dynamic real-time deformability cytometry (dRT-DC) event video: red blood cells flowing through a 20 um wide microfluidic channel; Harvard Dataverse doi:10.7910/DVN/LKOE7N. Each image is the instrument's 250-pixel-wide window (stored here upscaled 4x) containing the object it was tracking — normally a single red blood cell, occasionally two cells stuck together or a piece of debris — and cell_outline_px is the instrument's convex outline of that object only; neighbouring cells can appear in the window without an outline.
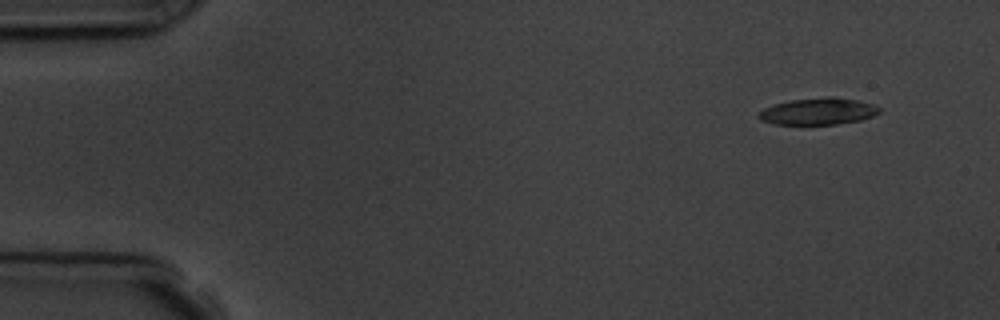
{"species": "common noctule bat (a hibernating species)", "species_latin": "Nyctalus noctula", "temperature_condition": "room temperature", "stored_images_in_passage": 5, "camera_frame_rate_fps": 3000, "um_per_image_px": 0.085, "animal": {"sex": "male", "body_mass_g": 19.5, "forearm_length_mm": 54.6}, "frame": {"image": 1, "passage_image": 2, "time_ms": 1.0, "image_size_px": [1000, 320], "cell_outline_px": [[880, 112], [872, 116], [860, 120], [836, 124], [772, 124], [760, 120], [756, 116], [764, 108], [776, 104], [792, 100], [824, 96], [832, 96], [856, 100], [872, 104], [880, 108]], "centroid_in_image_um": [69.53, 9.46], "position_along_channel_um": 15.5, "area_um2": 18.73}}
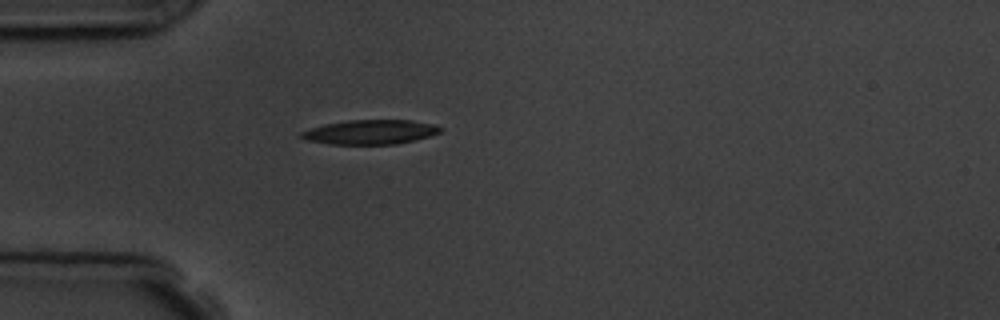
{"frame": {"image": 2, "passage_image": 5, "time_ms": 4.667, "image_size_px": [1000, 320], "cell_outline_px": [[444, 128], [440, 132], [416, 140], [396, 144], [332, 144], [308, 140], [300, 136], [300, 132], [324, 124], [348, 120], [412, 120], [436, 124]], "centroid_in_image_um": [31.54, 11.21], "position_along_channel_um": 53.5, "area_um2": 19.77}}